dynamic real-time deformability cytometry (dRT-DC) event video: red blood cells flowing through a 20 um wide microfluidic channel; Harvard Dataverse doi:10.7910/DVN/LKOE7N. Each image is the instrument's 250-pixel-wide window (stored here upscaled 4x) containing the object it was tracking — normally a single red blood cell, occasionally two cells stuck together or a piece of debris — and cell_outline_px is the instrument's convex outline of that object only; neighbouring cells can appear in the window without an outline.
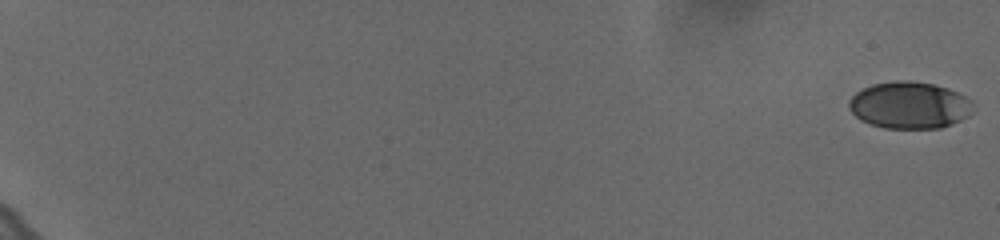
{"species": "human", "species_latin": "Homo sapiens", "temperature_condition": "cold", "stored_images_in_passage": 61, "camera_frame_rate_fps": 3000, "um_per_image_px": 0.085, "donor": {"sex": "female"}, "frame": {"image": 1, "passage_image": 1, "time_ms": 0.0, "image_size_px": [1000, 240], "cell_outline_px": [[972, 112], [968, 116], [952, 124], [940, 128], [884, 128], [860, 120], [848, 108], [848, 100], [856, 92], [872, 84], [896, 80], [908, 80], [932, 84], [948, 88], [972, 100]], "centroid_in_image_um": [77.29, 8.94], "position_along_channel_um": 7.7, "area_um2": 33.93}}
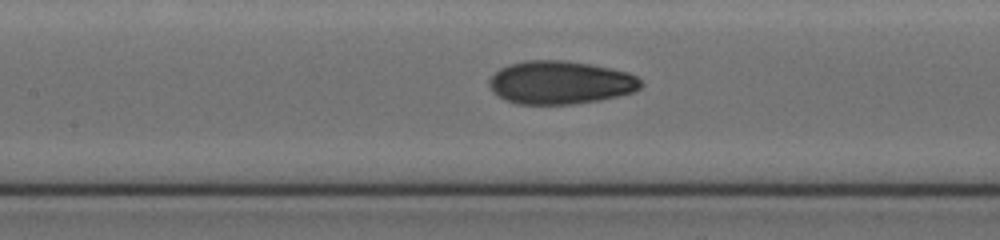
{"frame": {"image": 2, "passage_image": 33, "time_ms": 10.667, "image_size_px": [1000, 240], "cell_outline_px": [[644, 84], [640, 88], [632, 92], [600, 100], [572, 104], [516, 104], [504, 100], [492, 92], [488, 84], [488, 80], [500, 68], [508, 64], [528, 60], [564, 60], [592, 64], [628, 72], [636, 76]], "centroid_in_image_um": [47.6, 7.01], "position_along_channel_um": 159.8, "area_um2": 38.38}}
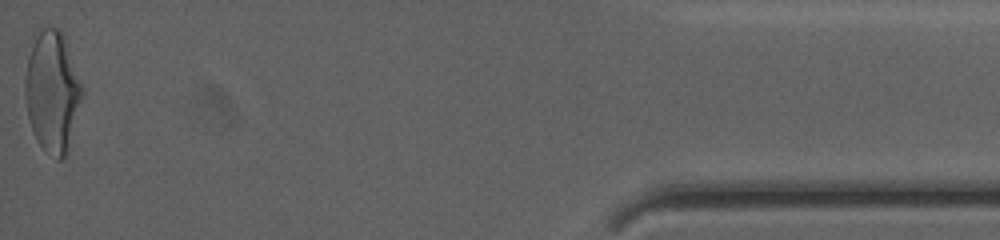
{"frame": {"image": 3, "passage_image": 61, "time_ms": 20.0, "image_size_px": [1000, 240], "cell_outline_px": [[84, 96], [68, 152], [60, 160], [56, 160], [36, 140], [32, 132], [28, 116], [24, 92], [24, 80], [28, 56], [36, 28], [60, 28], [84, 88]], "centroid_in_image_um": [4.46, 7.79], "position_along_channel_um": 430.7, "area_um2": 40.86}, "authors_computed_cell_mechanics": {"area_um2": 36.3562, "velocity_mm_per_s": 3.6423, "shape_relaxation_time_tau1_ms": 5.4605, "shape_relaxation_time_tau2_ms": 1.3074, "deformation_change_tau1": 0.1733, "deformation_change_tau2": 0.0586}}